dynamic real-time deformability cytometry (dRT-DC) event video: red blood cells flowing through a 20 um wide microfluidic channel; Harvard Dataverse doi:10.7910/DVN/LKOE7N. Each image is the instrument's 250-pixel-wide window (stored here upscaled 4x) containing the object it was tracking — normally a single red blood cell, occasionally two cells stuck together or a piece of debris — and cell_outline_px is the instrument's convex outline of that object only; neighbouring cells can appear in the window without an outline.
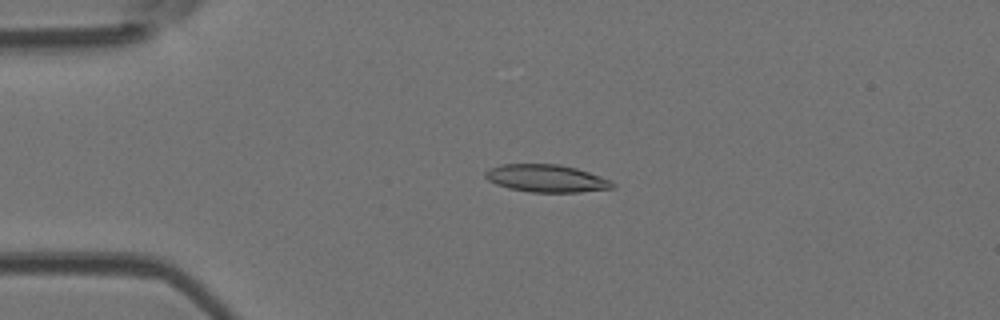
{"species": "Egyptian fruit bat (a non-hibernating species)", "species_latin": "Rousettus aegyptiacus", "temperature_condition": "room temperature", "stored_images_in_passage": 20, "camera_frame_rate_fps": 3000, "um_per_image_px": 0.085, "animal": {"sex": "female"}, "frame": {"image": 1, "passage_image": 9, "time_ms": 2.667, "image_size_px": [1000, 320], "cell_outline_px": [[616, 184], [612, 188], [580, 192], [532, 192], [508, 188], [496, 184], [488, 180], [484, 176], [484, 172], [488, 168], [500, 164], [560, 164], [576, 168], [612, 180]], "centroid_in_image_um": [46.42, 15.15], "position_along_channel_um": 38.6, "area_um2": 20.52}}
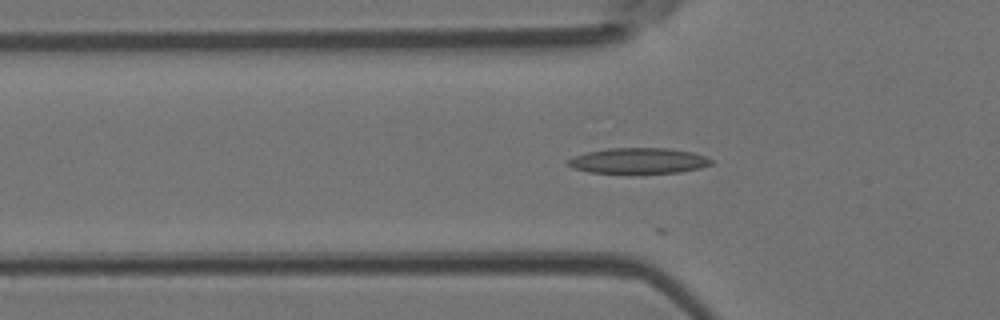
{"frame": {"image": 2, "passage_image": 14, "time_ms": 4.333, "image_size_px": [1000, 320], "cell_outline_px": [[712, 164], [700, 168], [680, 172], [632, 176], [588, 172], [572, 168], [564, 164], [572, 156], [588, 152], [608, 148], [668, 148], [692, 152], [704, 156], [712, 160]], "centroid_in_image_um": [54.21, 13.71], "position_along_channel_um": 71.6, "area_um2": 22.48}}
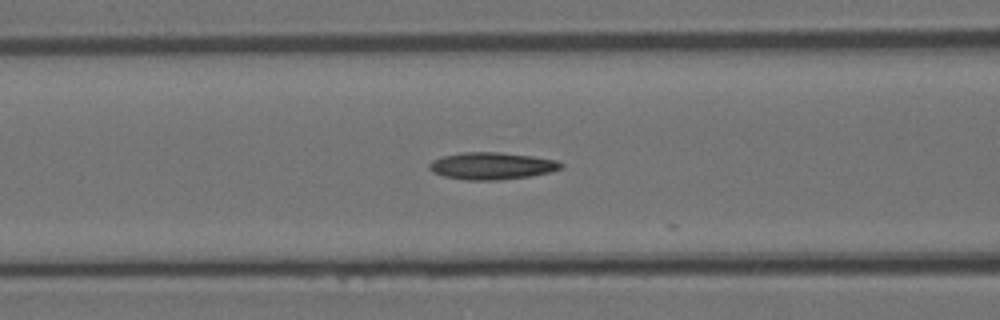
{"frame": {"image": 3, "passage_image": 18, "time_ms": 5.667, "image_size_px": [1000, 320], "cell_outline_px": [[564, 168], [532, 176], [500, 180], [468, 180], [444, 176], [432, 172], [428, 168], [428, 164], [432, 160], [440, 156], [460, 152], [500, 152], [532, 156], [556, 160], [564, 164]], "centroid_in_image_um": [41.78, 14.09], "position_along_channel_um": 124.8, "area_um2": 21.04}}